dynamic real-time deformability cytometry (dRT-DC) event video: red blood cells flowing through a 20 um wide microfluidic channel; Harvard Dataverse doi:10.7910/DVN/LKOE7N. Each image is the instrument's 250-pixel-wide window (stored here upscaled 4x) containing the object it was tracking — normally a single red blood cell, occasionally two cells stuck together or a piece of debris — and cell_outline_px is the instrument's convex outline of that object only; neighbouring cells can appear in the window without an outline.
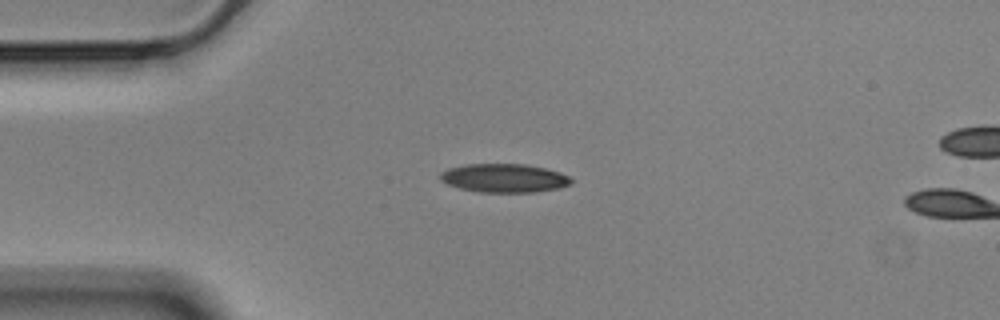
{"species": "Egyptian fruit bat (a non-hibernating species)", "species_latin": "Rousettus aegyptiacus", "temperature_condition": "cold", "stored_images_in_passage": 45, "camera_frame_rate_fps": 3000, "um_per_image_px": 0.085, "animal": {"sex": "male"}, "frame": {"image": 1, "passage_image": 1, "time_ms": 0.0, "image_size_px": [1000, 320], "cell_outline_px": [[572, 184], [560, 188], [536, 192], [476, 192], [460, 188], [448, 184], [440, 180], [440, 172], [448, 168], [468, 164], [528, 164], [560, 172], [568, 176], [572, 180]], "centroid_in_image_um": [42.86, 15.14], "position_along_channel_um": 42.1, "area_um2": 21.96}}
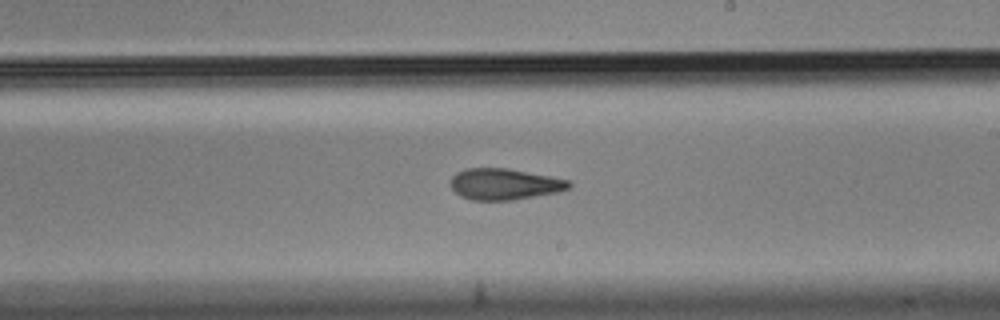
{"frame": {"image": 2, "passage_image": 20, "time_ms": 6.333, "image_size_px": [1000, 320], "cell_outline_px": [[572, 188], [560, 192], [512, 200], [472, 200], [460, 196], [452, 188], [452, 176], [456, 172], [464, 168], [508, 168], [568, 180], [572, 184]], "centroid_in_image_um": [42.9, 15.65], "position_along_channel_um": 246.1, "area_um2": 21.56}}
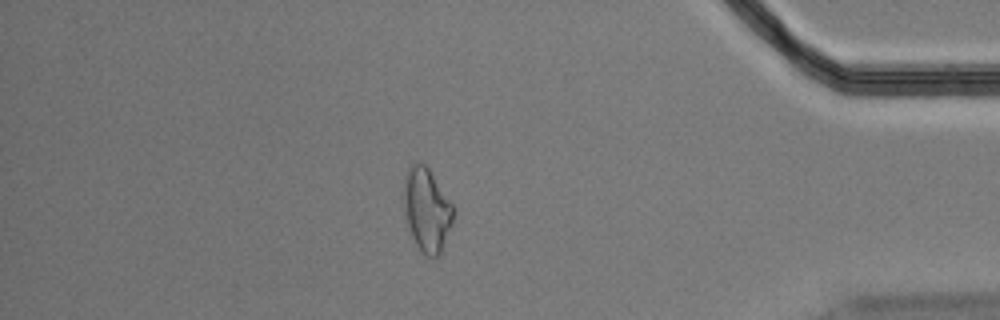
{"frame": {"image": 3, "passage_image": 36, "time_ms": 11.667, "image_size_px": [1000, 320], "cell_outline_px": [[456, 212], [452, 224], [440, 256], [424, 256], [416, 244], [408, 228], [404, 212], [404, 176], [408, 168], [412, 164], [424, 164], [428, 168], [456, 208]], "centroid_in_image_um": [36.3, 17.86], "position_along_channel_um": 398.9, "area_um2": 24.33}, "authors_computed_cell_mechanics": {"area_um2": 22.542, "velocity_mm_per_s": 3.5422, "shape_relaxation_time_tau1_ms": 5.4311, "shape_relaxation_time_tau2_ms": 2.9177, "deformation_change_tau1": 0.1628, "deformation_change_tau2": 0.102}}